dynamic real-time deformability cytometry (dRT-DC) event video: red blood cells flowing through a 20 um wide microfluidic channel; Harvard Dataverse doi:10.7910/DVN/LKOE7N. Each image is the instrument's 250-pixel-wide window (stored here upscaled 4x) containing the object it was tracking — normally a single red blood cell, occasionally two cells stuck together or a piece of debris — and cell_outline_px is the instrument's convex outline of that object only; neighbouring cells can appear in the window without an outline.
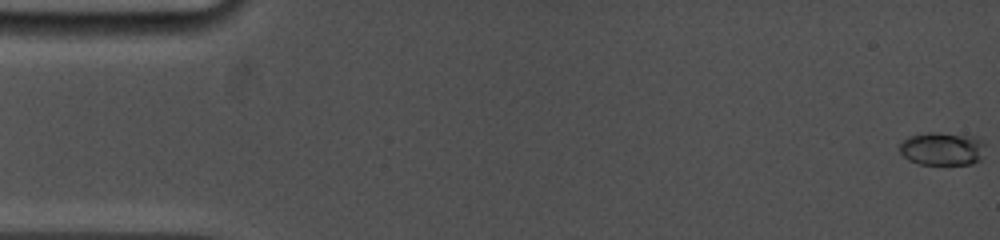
{"species": "common noctule bat (a hibernating species)", "species_latin": "Nyctalus noctula", "temperature_condition": "cold", "stored_images_in_passage": 77, "camera_frame_rate_fps": 5000, "um_per_image_px": 0.085, "animal": {"sex": "female", "body_mass_g": 19.0, "forearm_length_mm": 53.3}, "frame": {"image": 1, "passage_image": 1, "time_ms": 0.0, "image_size_px": [1000, 240], "cell_outline_px": [[984, 144], [980, 160], [972, 164], [920, 164], [908, 160], [900, 152], [900, 140], [908, 136], [928, 132], [936, 132], [976, 136]], "centroid_in_image_um": [80.05, 12.63], "position_along_channel_um": 4.9, "area_um2": 16.65}}
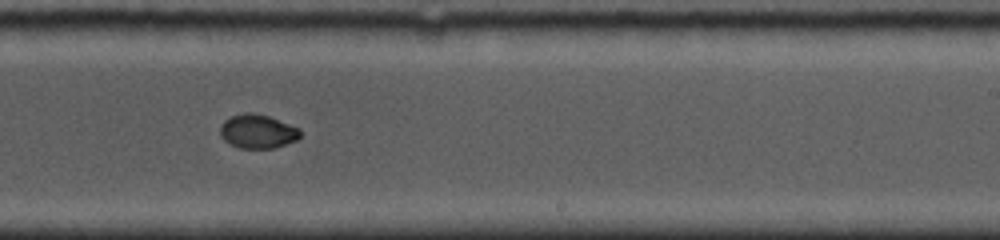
{"frame": {"image": 2, "passage_image": 43, "time_ms": 10.4, "image_size_px": [1000, 240], "cell_outline_px": [[300, 136], [296, 140], [272, 148], [240, 148], [224, 140], [220, 136], [220, 124], [224, 120], [232, 116], [244, 112], [252, 112], [268, 116], [300, 128]], "centroid_in_image_um": [21.87, 11.15], "position_along_channel_um": 267.1, "area_um2": 15.72}}
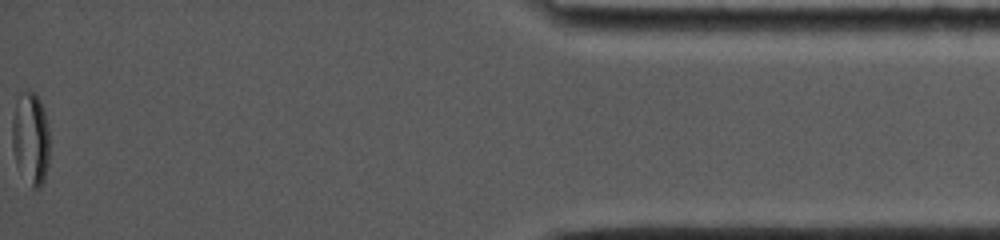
{"frame": {"image": 3, "passage_image": 77, "time_ms": 16.4, "image_size_px": [1000, 240], "cell_outline_px": [[48, 164], [44, 180], [40, 188], [32, 188], [16, 164], [12, 148], [12, 120], [16, 104], [20, 92], [28, 88], [40, 100], [48, 124]], "centroid_in_image_um": [2.59, 11.75], "position_along_channel_um": 432.6, "area_um2": 20.11}, "authors_computed_cell_mechanics": {"area_um2": 16.2996, "velocity_mm_per_s": 3.8924, "shape_relaxation_time_tau1_ms": null, "shape_relaxation_time_tau2_ms": 1.4791, "deformation_change_tau1": null, "deformation_change_tau2": 0.0272}}